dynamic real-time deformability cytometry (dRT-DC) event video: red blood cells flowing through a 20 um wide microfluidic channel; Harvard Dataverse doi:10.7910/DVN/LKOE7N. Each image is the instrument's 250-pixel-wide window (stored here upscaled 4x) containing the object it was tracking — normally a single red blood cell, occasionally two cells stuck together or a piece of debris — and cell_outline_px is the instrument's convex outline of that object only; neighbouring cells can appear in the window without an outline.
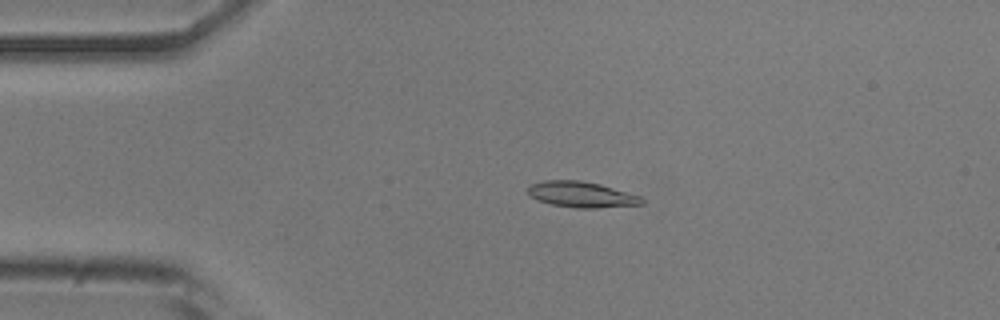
{"species": "common noctule bat (a hibernating species)", "species_latin": "Nyctalus noctula", "temperature_condition": "room temperature", "stored_images_in_passage": 42, "camera_frame_rate_fps": 3000, "um_per_image_px": 0.085, "animal": {"sex": "male", "body_mass_g": 20.5, "forearm_length_mm": 52.5}, "frame": {"image": 1, "passage_image": 9, "time_ms": 2.667, "image_size_px": [1000, 320], "cell_outline_px": [[644, 204], [596, 208], [576, 208], [552, 204], [540, 200], [532, 196], [528, 192], [528, 188], [532, 184], [544, 180], [580, 180], [600, 184], [640, 196], [644, 200]], "centroid_in_image_um": [49.46, 16.53], "position_along_channel_um": 35.5, "area_um2": 16.88}}
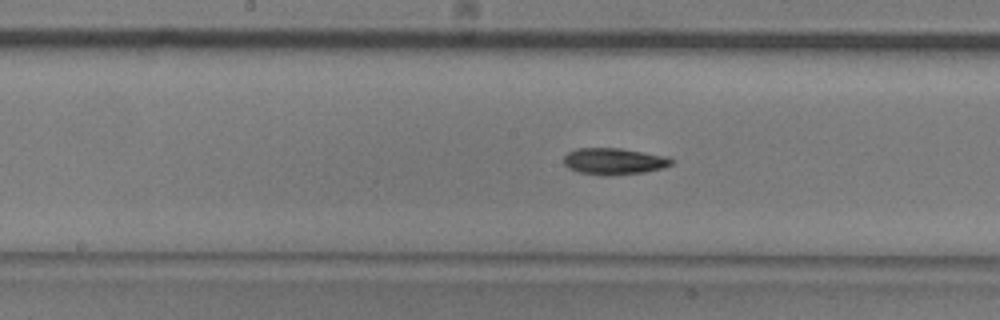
{"frame": {"image": 2, "passage_image": 24, "time_ms": 7.667, "image_size_px": [1000, 320], "cell_outline_px": [[676, 160], [672, 164], [664, 168], [644, 172], [612, 176], [600, 176], [580, 172], [568, 168], [564, 164], [564, 156], [568, 152], [576, 148], [620, 148], [668, 156]], "centroid_in_image_um": [52.22, 13.72], "position_along_channel_um": 196.0, "area_um2": 16.99}}
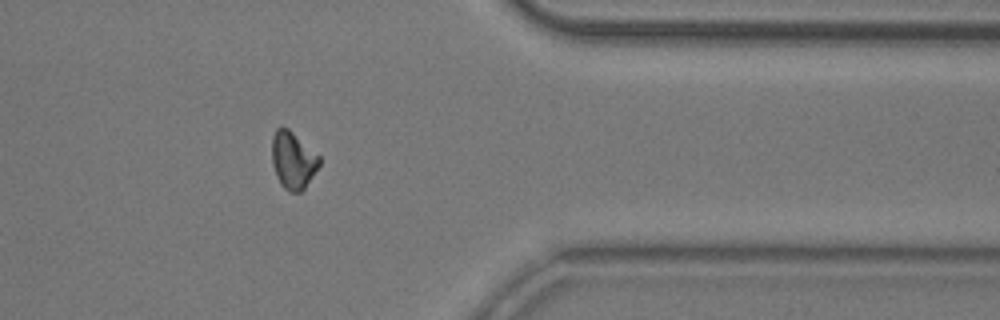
{"frame": {"image": 3, "passage_image": 40, "time_ms": 13.0, "image_size_px": [1000, 320], "cell_outline_px": [[320, 164], [304, 188], [300, 192], [288, 192], [280, 184], [276, 176], [272, 164], [272, 136], [276, 128], [288, 128], [320, 156]], "centroid_in_image_um": [24.89, 13.62], "position_along_channel_um": 386.5, "area_um2": 15.72}, "authors_computed_cell_mechanics": {"area_um2": 16.3574, "velocity_mm_per_s": 3.8737, "shape_relaxation_time_tau1_ms": 4.9752, "shape_relaxation_time_tau2_ms": null, "deformation_change_tau1": 0.1566, "deformation_change_tau2": null}}